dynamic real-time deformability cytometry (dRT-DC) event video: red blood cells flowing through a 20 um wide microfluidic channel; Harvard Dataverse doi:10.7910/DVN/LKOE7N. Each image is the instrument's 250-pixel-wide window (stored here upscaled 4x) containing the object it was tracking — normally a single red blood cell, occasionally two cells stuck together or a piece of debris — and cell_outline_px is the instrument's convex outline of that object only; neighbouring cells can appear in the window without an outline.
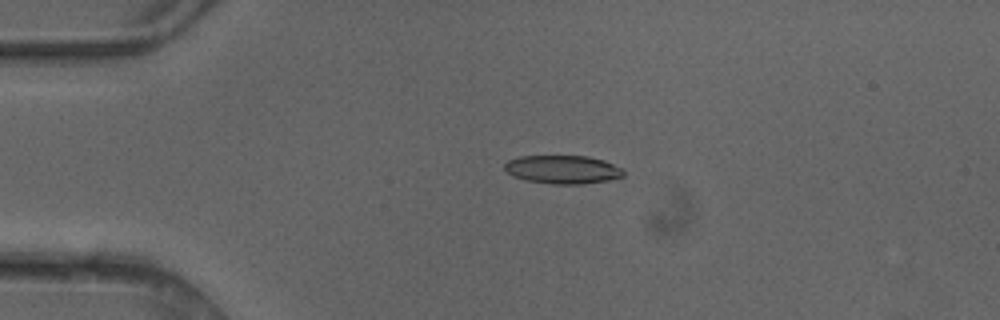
{"species": "common noctule bat (a hibernating species)", "species_latin": "Nyctalus noctula", "temperature_condition": "cold", "stored_images_in_passage": 2, "camera_frame_rate_fps": 3000, "um_per_image_px": 0.085, "animal": {"sex": "female"}, "frame": {"image": 1, "passage_image": 2, "time_ms": 0.333, "image_size_px": [1000, 320], "cell_outline_px": [[624, 176], [608, 180], [584, 184], [552, 184], [528, 180], [512, 176], [504, 168], [504, 164], [508, 160], [520, 156], [588, 156], [604, 160], [620, 168], [624, 172]], "centroid_in_image_um": [47.82, 14.4], "position_along_channel_um": 37.2, "area_um2": 19.59}}